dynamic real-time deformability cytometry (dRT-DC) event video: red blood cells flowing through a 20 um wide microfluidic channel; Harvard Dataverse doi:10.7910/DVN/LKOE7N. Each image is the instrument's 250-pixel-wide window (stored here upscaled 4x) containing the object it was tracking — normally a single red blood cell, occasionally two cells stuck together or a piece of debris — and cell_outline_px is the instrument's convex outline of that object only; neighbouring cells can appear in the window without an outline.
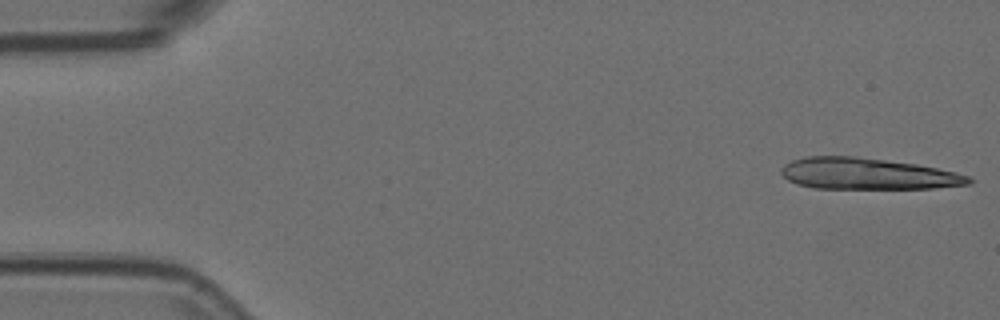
{"species": "Egyptian fruit bat (a non-hibernating species)", "species_latin": "Rousettus aegyptiacus", "temperature_condition": "room temperature", "stored_images_in_passage": 13, "camera_frame_rate_fps": 3000, "um_per_image_px": 0.085, "animal": {"sex": "female"}, "frame": {"image": 1, "passage_image": 1, "time_ms": 0.0, "image_size_px": [1000, 320], "cell_outline_px": [[972, 184], [932, 188], [812, 188], [788, 180], [780, 172], [780, 168], [784, 164], [792, 160], [804, 156], [852, 156], [916, 164], [956, 172], [968, 176], [972, 180]], "centroid_in_image_um": [73.71, 14.77], "position_along_channel_um": 11.3, "area_um2": 34.1}}